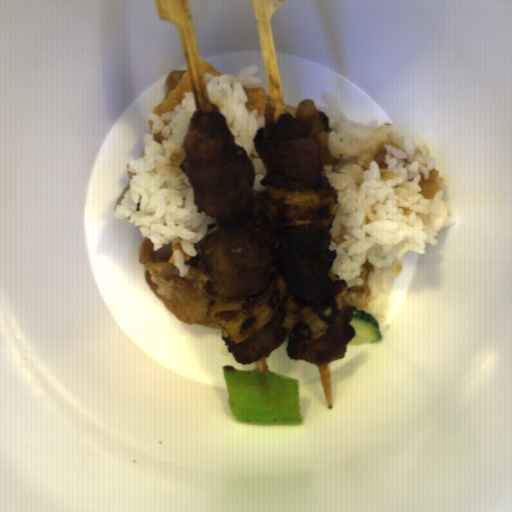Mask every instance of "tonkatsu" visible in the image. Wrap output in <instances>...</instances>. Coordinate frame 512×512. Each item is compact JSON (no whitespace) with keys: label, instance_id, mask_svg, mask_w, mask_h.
I'll return each mask as SVG.
<instances>
[{"label":"tonkatsu","instance_id":"tonkatsu-1","mask_svg":"<svg viewBox=\"0 0 512 512\" xmlns=\"http://www.w3.org/2000/svg\"><path fill=\"white\" fill-rule=\"evenodd\" d=\"M187 93H193L192 79L187 71H184L175 88L167 94L166 101L156 104L152 114L161 116L174 111L175 107L185 98Z\"/></svg>","mask_w":512,"mask_h":512},{"label":"tonkatsu","instance_id":"tonkatsu-2","mask_svg":"<svg viewBox=\"0 0 512 512\" xmlns=\"http://www.w3.org/2000/svg\"><path fill=\"white\" fill-rule=\"evenodd\" d=\"M243 91L248 99L244 106L251 114L253 109H256L257 116H264L267 108L270 105L271 97L268 92L262 87L257 88H243Z\"/></svg>","mask_w":512,"mask_h":512},{"label":"tonkatsu","instance_id":"tonkatsu-3","mask_svg":"<svg viewBox=\"0 0 512 512\" xmlns=\"http://www.w3.org/2000/svg\"><path fill=\"white\" fill-rule=\"evenodd\" d=\"M171 245H172V249L170 251V259L168 260V264L174 265V263H175L174 251H180L183 255L185 265H191V264H187V261L190 259L191 256L183 251L181 245L173 244V243H171Z\"/></svg>","mask_w":512,"mask_h":512},{"label":"tonkatsu","instance_id":"tonkatsu-4","mask_svg":"<svg viewBox=\"0 0 512 512\" xmlns=\"http://www.w3.org/2000/svg\"><path fill=\"white\" fill-rule=\"evenodd\" d=\"M201 68L202 75L209 74L211 77H220L221 75H223L220 71L215 70L211 63L205 60L201 62Z\"/></svg>","mask_w":512,"mask_h":512}]
</instances>
